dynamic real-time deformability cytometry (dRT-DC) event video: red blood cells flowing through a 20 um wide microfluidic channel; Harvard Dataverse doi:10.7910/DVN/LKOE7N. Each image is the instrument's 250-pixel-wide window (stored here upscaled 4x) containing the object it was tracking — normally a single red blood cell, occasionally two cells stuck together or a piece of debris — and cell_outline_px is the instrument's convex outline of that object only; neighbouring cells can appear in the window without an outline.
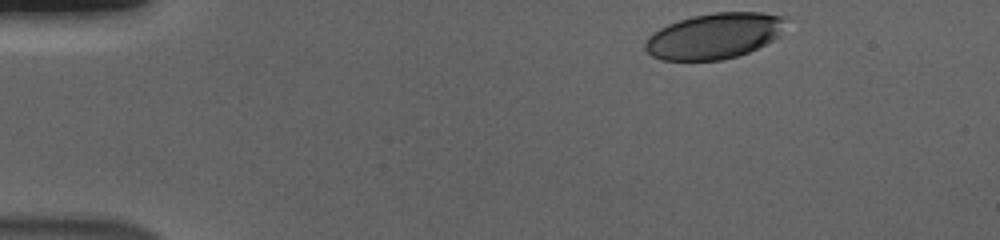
{"species": "human", "species_latin": "Homo sapiens", "temperature_condition": "cold", "stored_images_in_passage": 43, "camera_frame_rate_fps": 3000, "um_per_image_px": 0.085, "donor": {"sex": "male"}, "frame": {"image": 1, "passage_image": 1, "time_ms": 0.0, "image_size_px": [1000, 240], "cell_outline_px": [[784, 20], [780, 36], [748, 52], [736, 56], [720, 60], [660, 60], [652, 56], [644, 48], [644, 44], [648, 36], [652, 32], [668, 24], [692, 16], [716, 12], [764, 12], [784, 16]], "centroid_in_image_um": [60.68, 3.05], "position_along_channel_um": 24.3, "area_um2": 37.28}}
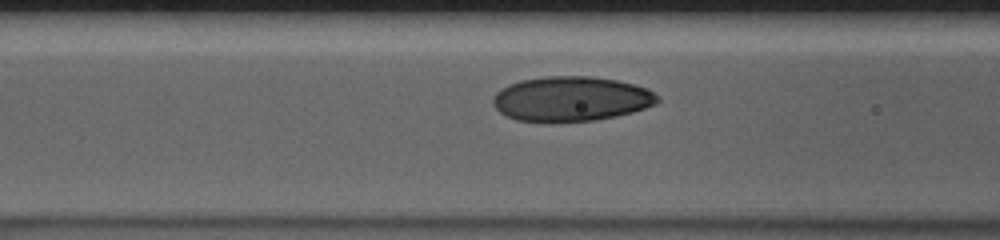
{"frame": {"image": 2, "passage_image": 16, "time_ms": 5.0, "image_size_px": [1000, 240], "cell_outline_px": [[660, 100], [656, 104], [632, 112], [616, 116], [596, 120], [556, 124], [516, 120], [500, 112], [492, 104], [492, 96], [496, 92], [508, 84], [520, 80], [544, 76], [592, 76], [616, 80], [636, 84], [648, 88]], "centroid_in_image_um": [48.51, 8.42], "position_along_channel_um": 118.1, "area_um2": 43.75}}
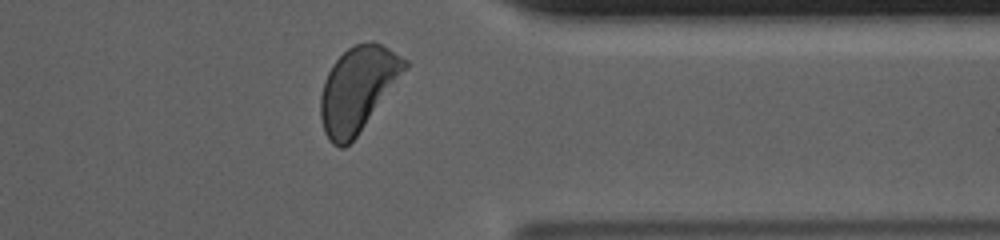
{"frame": {"image": 3, "passage_image": 38, "time_ms": 12.333, "image_size_px": [1000, 240], "cell_outline_px": [[408, 68], [356, 136], [344, 148], [340, 148], [332, 144], [328, 140], [324, 132], [320, 116], [320, 96], [324, 80], [332, 64], [348, 48], [356, 44], [372, 40], [388, 48], [408, 60]], "centroid_in_image_um": [30.39, 7.56], "position_along_channel_um": 381.0, "area_um2": 41.38}, "authors_computed_cell_mechanics": {"area_um2": 40.6334, "velocity_mm_per_s": 3.6748, "shape_relaxation_time_tau1_ms": 2.3642, "shape_relaxation_time_tau2_ms": 1.5891, "deformation_change_tau1": 0.1316, "deformation_change_tau2": 0.0545}}